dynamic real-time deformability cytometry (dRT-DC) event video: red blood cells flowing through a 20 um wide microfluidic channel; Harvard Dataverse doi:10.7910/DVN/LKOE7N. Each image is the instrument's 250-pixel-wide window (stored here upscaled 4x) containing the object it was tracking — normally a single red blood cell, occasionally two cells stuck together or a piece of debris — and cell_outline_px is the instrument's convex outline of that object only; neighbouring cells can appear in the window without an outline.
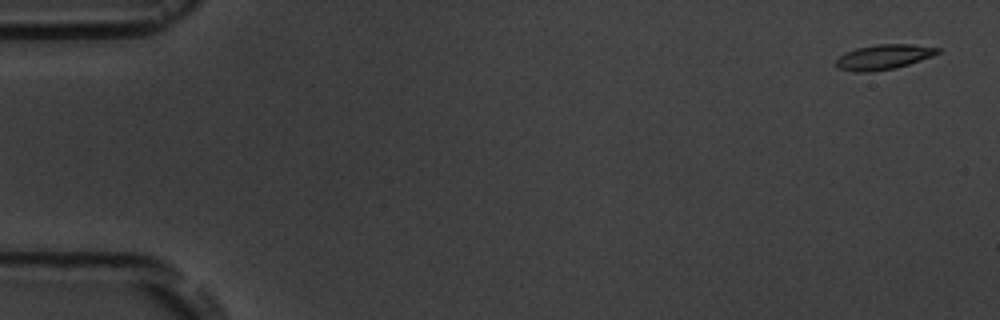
{"species": "common noctule bat (a hibernating species)", "species_latin": "Nyctalus noctula", "temperature_condition": "room temperature", "stored_images_in_passage": 6, "camera_frame_rate_fps": 3000, "um_per_image_px": 0.085, "animal": {"sex": "male", "body_mass_g": 19.5, "forearm_length_mm": 54.6}, "frame": {"image": 1, "passage_image": 1, "time_ms": 0.0, "image_size_px": [1000, 320], "cell_outline_px": [[940, 52], [932, 56], [908, 64], [892, 68], [872, 72], [856, 72], [836, 68], [836, 60], [840, 56], [856, 48], [876, 44], [908, 44], [940, 48]], "centroid_in_image_um": [75.08, 4.84], "position_along_channel_um": 9.9, "area_um2": 14.57}}
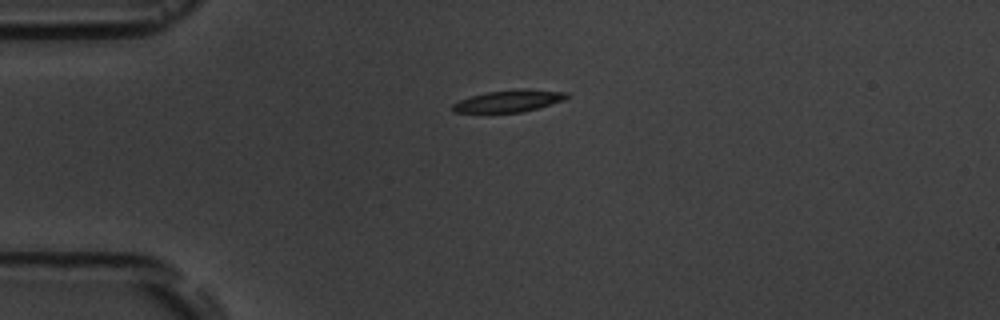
{"frame": {"image": 2, "passage_image": 4, "time_ms": 4.0, "image_size_px": [1000, 320], "cell_outline_px": [[568, 96], [564, 100], [536, 108], [520, 112], [452, 112], [452, 104], [460, 100], [472, 96], [488, 92], [520, 88], [528, 88], [568, 92]], "centroid_in_image_um": [43.27, 8.56], "position_along_channel_um": 41.7, "area_um2": 14.45}}
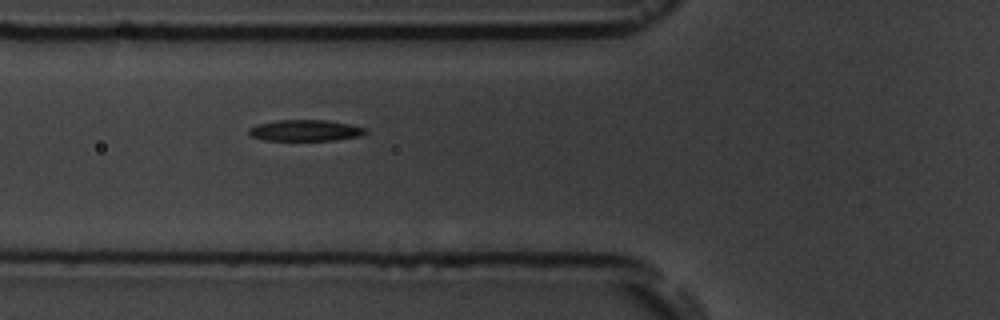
{"frame": {"image": 3, "passage_image": 6, "time_ms": 6.333, "image_size_px": [1000, 320], "cell_outline_px": [[368, 132], [360, 136], [336, 140], [264, 140], [252, 136], [248, 132], [248, 128], [256, 124], [276, 120], [324, 120], [348, 124], [368, 128]], "centroid_in_image_um": [25.95, 11.08], "position_along_channel_um": 99.8, "area_um2": 14.45}}